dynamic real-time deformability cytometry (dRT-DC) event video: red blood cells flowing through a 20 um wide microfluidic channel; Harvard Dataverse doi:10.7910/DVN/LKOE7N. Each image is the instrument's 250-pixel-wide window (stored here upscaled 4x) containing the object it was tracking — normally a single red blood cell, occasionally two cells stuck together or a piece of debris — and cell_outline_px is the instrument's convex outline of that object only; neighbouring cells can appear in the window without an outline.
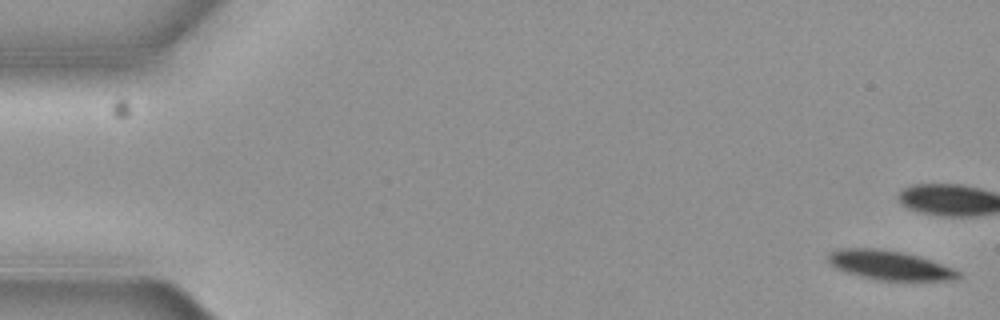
{"species": "common noctule bat (a hibernating species)", "species_latin": "Nyctalus noctula", "temperature_condition": "cold", "stored_images_in_passage": 6, "camera_frame_rate_fps": 3000, "um_per_image_px": 0.085, "animal": {"sex": "female", "body_mass_g": 19.3, "forearm_length_mm": 54.1}, "frame": {"image": 1, "passage_image": 1, "time_ms": 0.0, "image_size_px": [1000, 320], "cell_outline_px": [[960, 276], [956, 280], [876, 280], [844, 272], [836, 268], [828, 260], [828, 252], [840, 248], [876, 248], [900, 252], [916, 256], [952, 268], [960, 272]], "centroid_in_image_um": [75.56, 22.55], "position_along_channel_um": 9.4, "area_um2": 21.91}}